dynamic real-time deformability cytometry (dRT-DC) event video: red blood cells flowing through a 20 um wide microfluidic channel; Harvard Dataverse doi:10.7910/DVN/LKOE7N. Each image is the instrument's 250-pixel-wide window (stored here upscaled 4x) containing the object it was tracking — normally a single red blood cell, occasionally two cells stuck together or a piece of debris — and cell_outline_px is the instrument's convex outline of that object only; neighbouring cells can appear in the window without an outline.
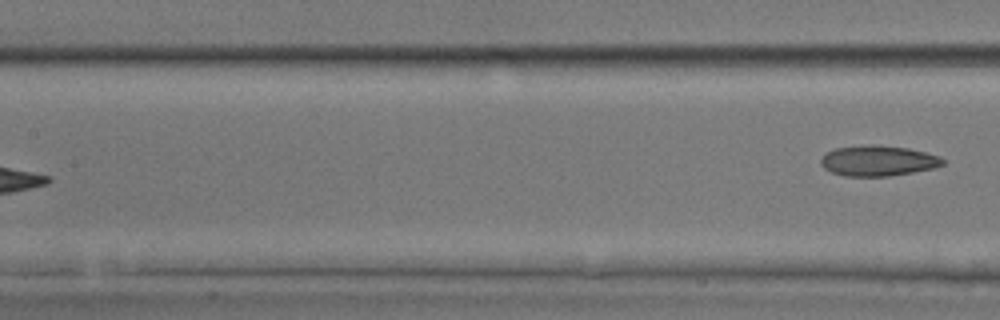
{"species": "common noctule bat (a hibernating species)", "species_latin": "Nyctalus noctula", "temperature_condition": "room temperature", "stored_images_in_passage": 7, "segment_of_instrument_passage": [2, 2], "camera_frame_rate_fps": 3000, "um_per_image_px": 0.085, "animal": {"sex": "male", "body_mass_g": 17.9, "forearm_length_mm": 54.2}, "frame": {"image": 1, "passage_image": 7, "time_ms": 2.0, "image_size_px": [1000, 320], "cell_outline_px": [[944, 164], [936, 168], [888, 176], [844, 176], [832, 172], [824, 168], [820, 164], [820, 160], [824, 152], [836, 148], [864, 144], [872, 144], [908, 148], [940, 156], [944, 160]], "centroid_in_image_um": [74.61, 13.65], "position_along_channel_um": 132.8, "area_um2": 21.85}}